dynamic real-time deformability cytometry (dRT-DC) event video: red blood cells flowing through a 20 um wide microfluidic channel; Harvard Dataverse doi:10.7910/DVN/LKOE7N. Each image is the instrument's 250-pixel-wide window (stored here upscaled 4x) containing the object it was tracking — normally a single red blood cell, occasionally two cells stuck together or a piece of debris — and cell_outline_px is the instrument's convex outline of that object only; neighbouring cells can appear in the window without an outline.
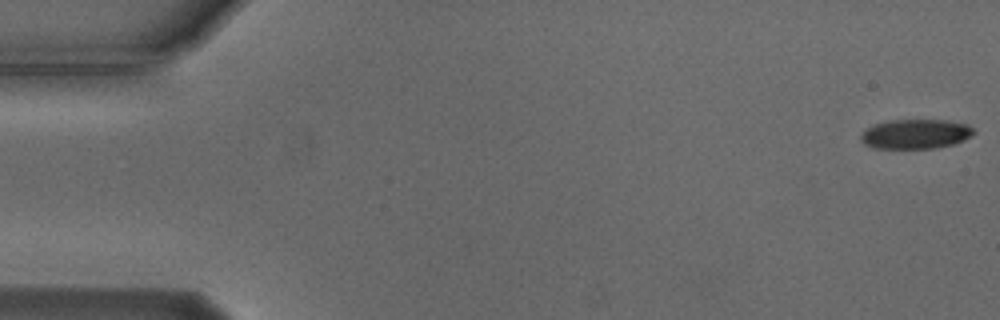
{"species": "Egyptian fruit bat (a non-hibernating species)", "species_latin": "Rousettus aegyptiacus", "temperature_condition": "cold", "stored_images_in_passage": 55, "camera_frame_rate_fps": 3000, "um_per_image_px": 0.085, "animal": {"sex": "male"}, "frame": {"image": 1, "passage_image": 1, "time_ms": 0.0, "image_size_px": [1000, 320], "cell_outline_px": [[976, 132], [972, 136], [964, 140], [952, 144], [936, 148], [872, 148], [864, 144], [860, 140], [860, 132], [864, 128], [872, 124], [888, 120], [948, 120], [968, 124]], "centroid_in_image_um": [77.78, 11.38], "position_along_channel_um": 7.2, "area_um2": 19.83}}
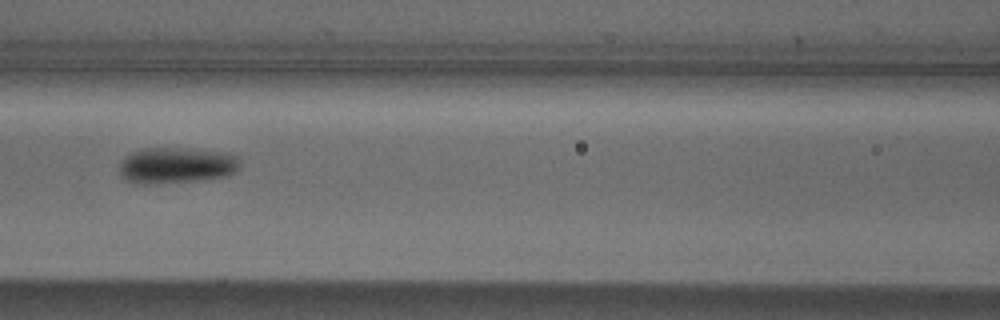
{"frame": {"image": 2, "passage_image": 24, "time_ms": 7.667, "image_size_px": [1000, 320], "cell_outline_px": [[240, 168], [224, 176], [192, 180], [144, 184], [140, 184], [124, 180], [120, 172], [120, 164], [124, 156], [140, 148], [192, 148], [228, 152], [236, 156], [240, 164]], "centroid_in_image_um": [14.96, 14.02], "position_along_channel_um": 151.6, "area_um2": 25.26}}
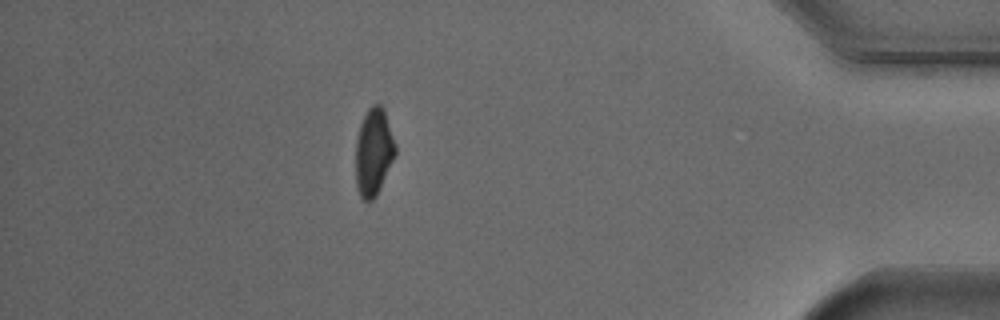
{"frame": {"image": 3, "passage_image": 48, "time_ms": 15.667, "image_size_px": [1000, 320], "cell_outline_px": [[396, 152], [380, 188], [376, 196], [368, 204], [360, 196], [356, 184], [356, 140], [360, 124], [368, 108], [372, 104], [380, 104], [384, 108], [396, 144]], "centroid_in_image_um": [31.76, 12.91], "position_along_channel_um": 403.4, "area_um2": 20.23}, "authors_computed_cell_mechanics": {"area_um2": 21.9062, "velocity_mm_per_s": 3.7486, "shape_relaxation_time_tau1_ms": 2.8046, "shape_relaxation_time_tau2_ms": null, "deformation_change_tau1": 0.1155, "deformation_change_tau2": null}}